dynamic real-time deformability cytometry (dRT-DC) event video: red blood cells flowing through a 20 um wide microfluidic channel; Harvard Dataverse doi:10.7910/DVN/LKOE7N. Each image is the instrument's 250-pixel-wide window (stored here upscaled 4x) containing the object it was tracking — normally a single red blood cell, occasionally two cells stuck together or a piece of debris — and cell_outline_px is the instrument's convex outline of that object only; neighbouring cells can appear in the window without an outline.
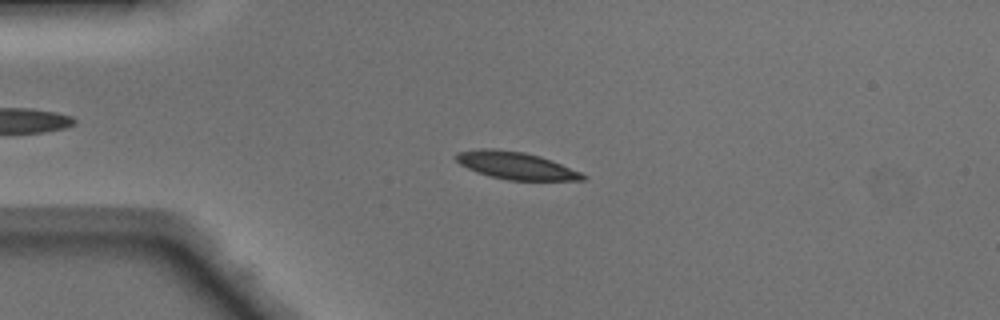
{"species": "Egyptian fruit bat (a non-hibernating species)", "species_latin": "Rousettus aegyptiacus", "temperature_condition": "warm", "stored_images_in_passage": 48, "camera_frame_rate_fps": 3000, "um_per_image_px": 0.085, "animal": {"sex": "male"}, "frame": {"image": 1, "passage_image": 11, "time_ms": 3.333, "image_size_px": [1000, 320], "cell_outline_px": [[588, 176], [584, 180], [508, 180], [488, 176], [476, 172], [460, 164], [452, 156], [456, 152], [480, 148], [496, 148], [524, 152], [540, 156], [552, 160], [580, 172]], "centroid_in_image_um": [43.8, 14.06], "position_along_channel_um": 41.2, "area_um2": 20.4}}
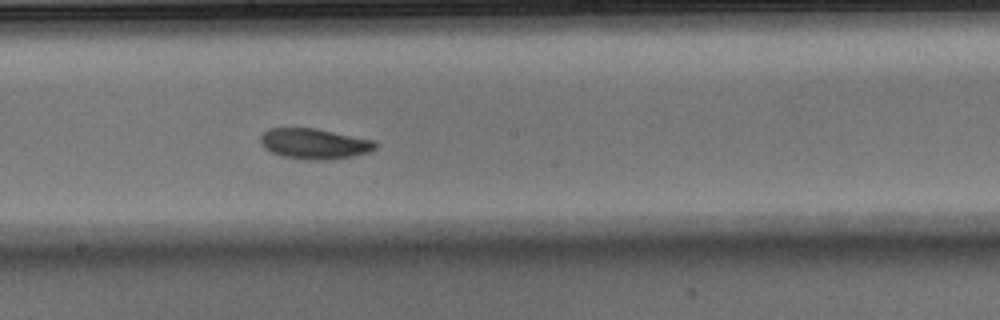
{"frame": {"image": 2, "passage_image": 26, "time_ms": 8.333, "image_size_px": [1000, 320], "cell_outline_px": [[376, 148], [368, 152], [352, 156], [332, 160], [304, 160], [284, 156], [272, 152], [264, 148], [260, 140], [260, 136], [268, 128], [316, 128], [376, 140]], "centroid_in_image_um": [26.74, 12.21], "position_along_channel_um": 221.5, "area_um2": 20.58}}
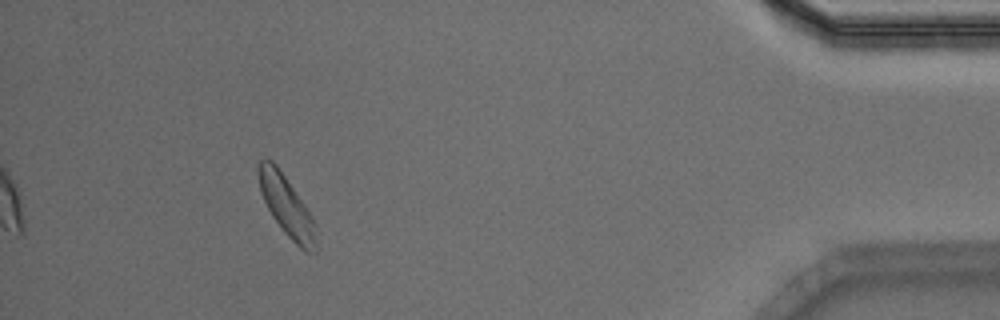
{"frame": {"image": 3, "passage_image": 44, "time_ms": 14.333, "image_size_px": [1000, 320], "cell_outline_px": [[316, 252], [304, 252], [284, 232], [272, 216], [260, 192], [256, 172], [260, 160], [272, 160], [276, 164], [304, 204], [312, 216], [316, 244]], "centroid_in_image_um": [24.32, 17.5], "position_along_channel_um": 410.9, "area_um2": 19.83}, "authors_computed_cell_mechanics": {"area_um2": 19.9988, "velocity_mm_per_s": 4.123, "shape_relaxation_time_tau1_ms": 1.7518, "shape_relaxation_time_tau2_ms": 7.8374, "deformation_change_tau1": 0.1046, "deformation_change_tau2": 0.1479}}